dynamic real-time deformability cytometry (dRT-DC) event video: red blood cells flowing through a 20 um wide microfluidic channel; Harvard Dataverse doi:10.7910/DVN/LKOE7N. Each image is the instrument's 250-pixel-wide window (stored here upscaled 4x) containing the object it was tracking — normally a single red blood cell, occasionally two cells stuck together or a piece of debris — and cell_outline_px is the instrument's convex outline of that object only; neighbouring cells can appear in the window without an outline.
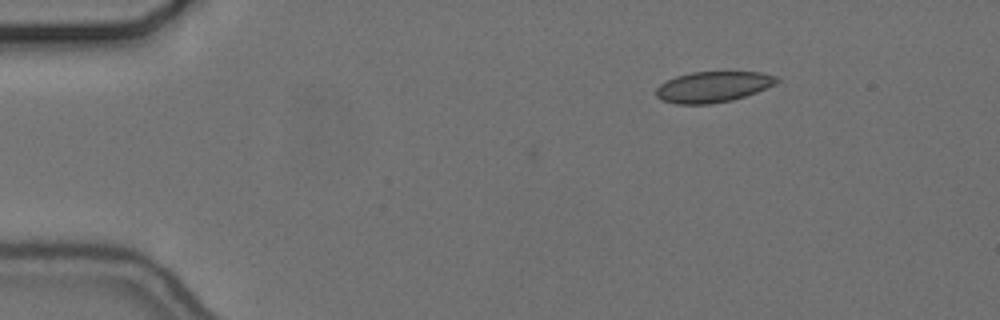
{"species": "common noctule bat (a hibernating species)", "species_latin": "Nyctalus noctula", "temperature_condition": "cold", "stored_images_in_passage": 3, "camera_frame_rate_fps": 3000, "um_per_image_px": 0.085, "animal": {"sex": "female", "body_mass_g": 24.6, "forearm_length_mm": 56.2}, "frame": {"image": 1, "passage_image": 3, "time_ms": 0.667, "image_size_px": [1000, 320], "cell_outline_px": [[780, 80], [776, 84], [756, 92], [732, 100], [708, 104], [676, 104], [660, 100], [656, 96], [656, 88], [660, 84], [676, 76], [692, 72], [760, 72], [776, 76]], "centroid_in_image_um": [60.59, 7.38], "position_along_channel_um": 24.4, "area_um2": 21.62}}